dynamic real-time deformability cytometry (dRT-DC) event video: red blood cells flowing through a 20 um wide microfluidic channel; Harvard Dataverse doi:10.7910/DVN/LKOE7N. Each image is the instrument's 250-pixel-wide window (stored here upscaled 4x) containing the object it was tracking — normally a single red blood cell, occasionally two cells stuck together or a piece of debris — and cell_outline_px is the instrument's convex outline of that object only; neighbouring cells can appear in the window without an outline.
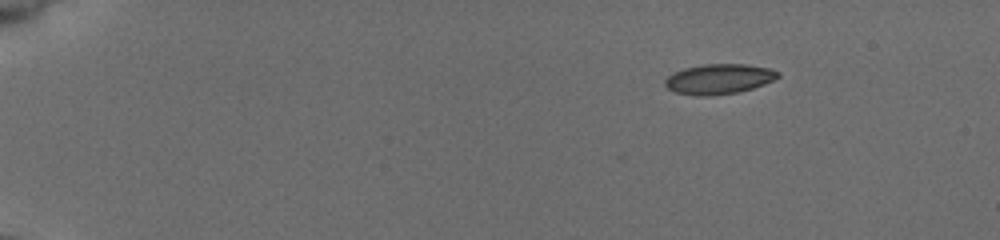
{"species": "common noctule bat (a hibernating species)", "species_latin": "Nyctalus noctula", "temperature_condition": "cold", "stored_images_in_passage": 47, "camera_frame_rate_fps": 3000, "um_per_image_px": 0.085, "animal": {"sex": "female", "body_mass_g": 19.5, "forearm_length_mm": 54.1}, "frame": {"image": 1, "passage_image": 1, "time_ms": 0.0, "image_size_px": [1000, 240], "cell_outline_px": [[780, 76], [764, 84], [740, 92], [708, 96], [696, 96], [676, 92], [668, 88], [664, 84], [664, 80], [672, 72], [684, 68], [704, 64], [744, 64], [768, 68], [780, 72]], "centroid_in_image_um": [61.08, 6.72], "position_along_channel_um": 23.9, "area_um2": 19.83}}
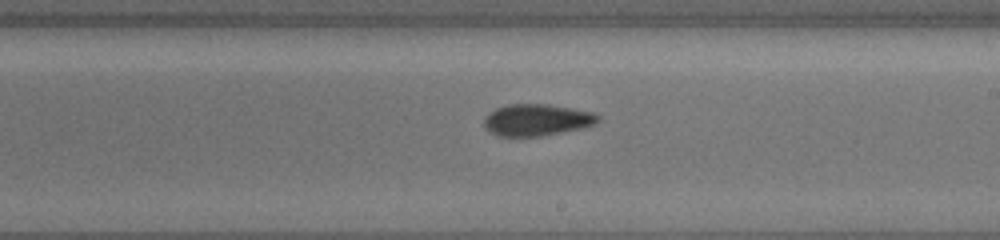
{"frame": {"image": 2, "passage_image": 27, "time_ms": 8.667, "image_size_px": [1000, 240], "cell_outline_px": [[600, 120], [596, 124], [584, 128], [540, 136], [496, 136], [488, 132], [484, 128], [484, 116], [496, 108], [508, 104], [548, 104], [592, 112], [600, 116]], "centroid_in_image_um": [45.61, 10.2], "position_along_channel_um": 243.4, "area_um2": 21.27}}
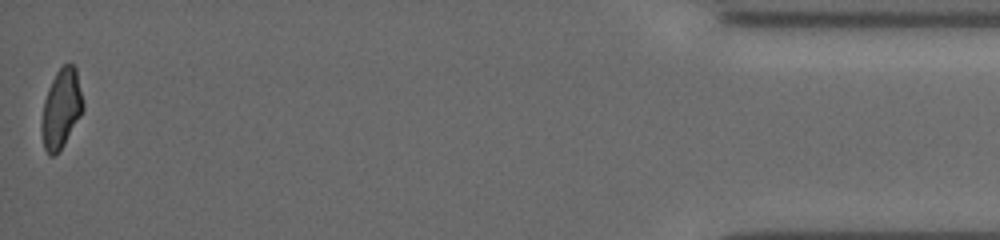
{"frame": {"image": 3, "passage_image": 47, "time_ms": 15.333, "image_size_px": [1000, 240], "cell_outline_px": [[84, 108], [80, 116], [64, 144], [52, 156], [48, 156], [44, 148], [40, 132], [40, 124], [44, 100], [48, 88], [56, 72], [64, 64], [72, 64], [76, 68], [84, 104]], "centroid_in_image_um": [5.18, 9.24], "position_along_channel_um": 430.0, "area_um2": 19.13}, "authors_computed_cell_mechanics": {"area_um2": 20.1722, "velocity_mm_per_s": 3.9255, "shape_relaxation_time_tau1_ms": 4.1446, "shape_relaxation_time_tau2_ms": 2.1468, "deformation_change_tau1": 0.151, "deformation_change_tau2": 0.0817}}